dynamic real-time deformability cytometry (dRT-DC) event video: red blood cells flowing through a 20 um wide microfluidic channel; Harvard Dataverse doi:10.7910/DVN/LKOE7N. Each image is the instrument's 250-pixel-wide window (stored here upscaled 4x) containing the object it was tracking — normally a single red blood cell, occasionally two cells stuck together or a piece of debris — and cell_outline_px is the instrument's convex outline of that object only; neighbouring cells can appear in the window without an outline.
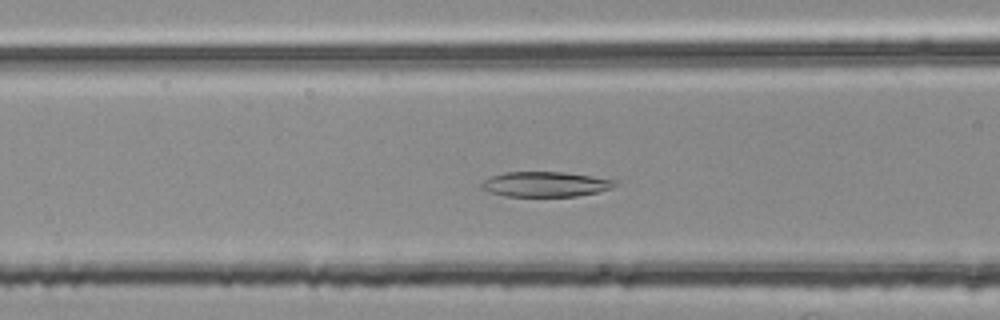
{"species": "common noctule bat (a hibernating species)", "species_latin": "Nyctalus noctula", "temperature_condition": "room temperature", "stored_images_in_passage": 41, "camera_frame_rate_fps": 3000, "um_per_image_px": 0.085, "animal": {"sex": "female", "body_mass_g": 25.1}, "frame": {"image": 1, "passage_image": 19, "time_ms": 6.0, "image_size_px": [1000, 320], "cell_outline_px": [[616, 184], [612, 188], [596, 192], [576, 196], [504, 196], [488, 192], [480, 188], [480, 184], [484, 180], [492, 176], [504, 172], [564, 172], [592, 176], [616, 180]], "centroid_in_image_um": [46.32, 15.66], "position_along_channel_um": 120.3, "area_um2": 19.48}}
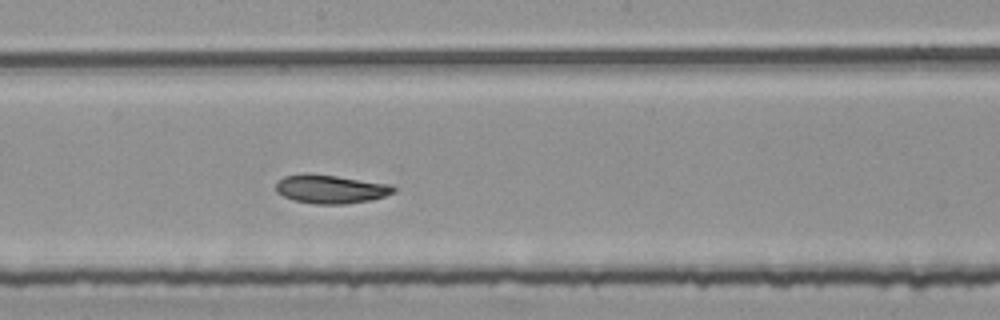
{"frame": {"image": 2, "passage_image": 27, "time_ms": 8.667, "image_size_px": [1000, 320], "cell_outline_px": [[396, 192], [372, 200], [344, 204], [316, 204], [296, 200], [284, 196], [276, 192], [276, 184], [284, 176], [308, 172], [336, 176], [388, 184], [396, 188]], "centroid_in_image_um": [28.1, 16.06], "position_along_channel_um": 220.1, "area_um2": 19.54}}
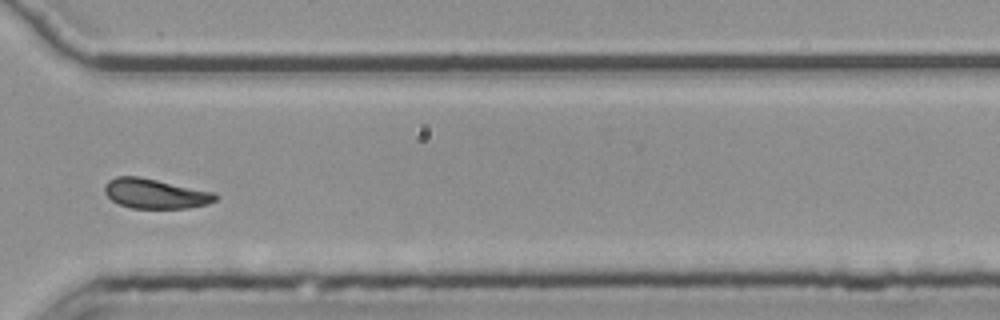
{"frame": {"image": 3, "passage_image": 38, "time_ms": 12.333, "image_size_px": [1000, 320], "cell_outline_px": [[220, 196], [216, 200], [208, 204], [188, 208], [132, 208], [120, 204], [112, 200], [104, 192], [104, 184], [108, 180], [116, 176], [140, 176], [216, 192]], "centroid_in_image_um": [13.23, 16.45], "position_along_channel_um": 357.4, "area_um2": 19.48}, "authors_computed_cell_mechanics": {"area_um2": 19.9988, "velocity_mm_per_s": 3.7472, "shape_relaxation_time_tau1_ms": 4.0017, "shape_relaxation_time_tau2_ms": 2.9432, "deformation_change_tau1": 0.132, "deformation_change_tau2": 0.0831}}